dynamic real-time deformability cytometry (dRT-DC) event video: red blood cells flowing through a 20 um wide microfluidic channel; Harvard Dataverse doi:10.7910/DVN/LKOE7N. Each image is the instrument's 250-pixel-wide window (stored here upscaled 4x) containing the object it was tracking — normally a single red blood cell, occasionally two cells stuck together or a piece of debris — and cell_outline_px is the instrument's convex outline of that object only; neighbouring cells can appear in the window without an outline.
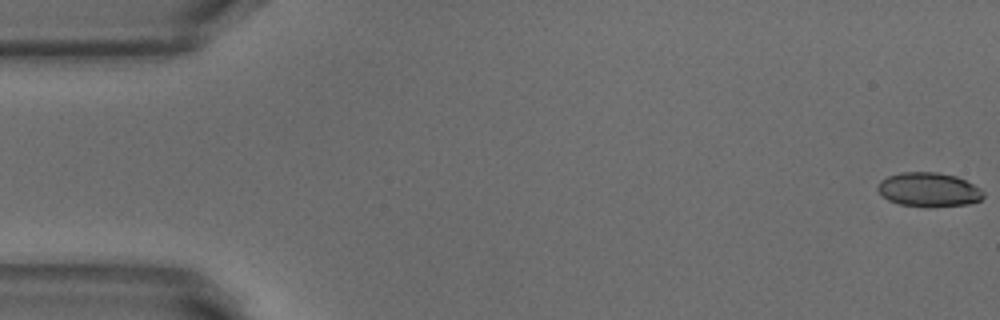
{"species": "common noctule bat (a hibernating species)", "species_latin": "Nyctalus noctula", "temperature_condition": "warm", "stored_images_in_passage": 52, "camera_frame_rate_fps": 3000, "um_per_image_px": 0.085, "animal": {"sex": "male", "body_mass_g": 18.8}, "frame": {"image": 1, "passage_image": 1, "time_ms": 0.0, "image_size_px": [1000, 320], "cell_outline_px": [[984, 196], [980, 200], [968, 204], [936, 208], [924, 208], [900, 204], [888, 200], [880, 196], [876, 188], [876, 184], [880, 180], [888, 176], [904, 172], [936, 172], [956, 176], [980, 188], [984, 192]], "centroid_in_image_um": [78.91, 16.15], "position_along_channel_um": 6.1, "area_um2": 21.5}}
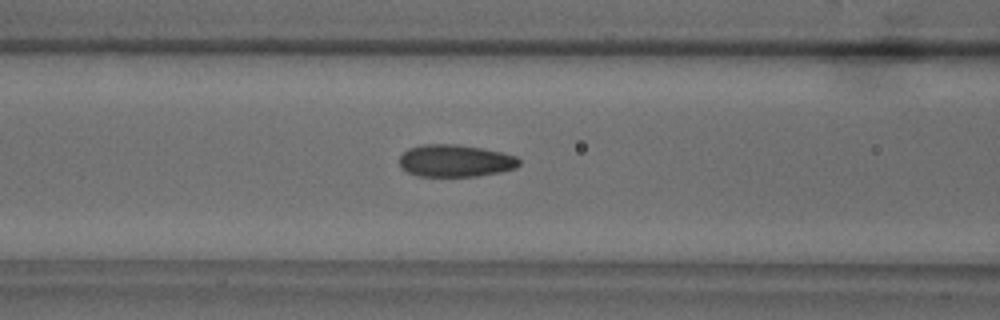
{"frame": {"image": 2, "passage_image": 21, "time_ms": 6.667, "image_size_px": [1000, 320], "cell_outline_px": [[520, 164], [516, 168], [500, 172], [476, 176], [416, 176], [400, 168], [400, 156], [408, 148], [420, 144], [456, 144], [480, 148], [500, 152], [516, 156], [520, 160]], "centroid_in_image_um": [38.67, 13.66], "position_along_channel_um": 127.9, "area_um2": 22.54}}
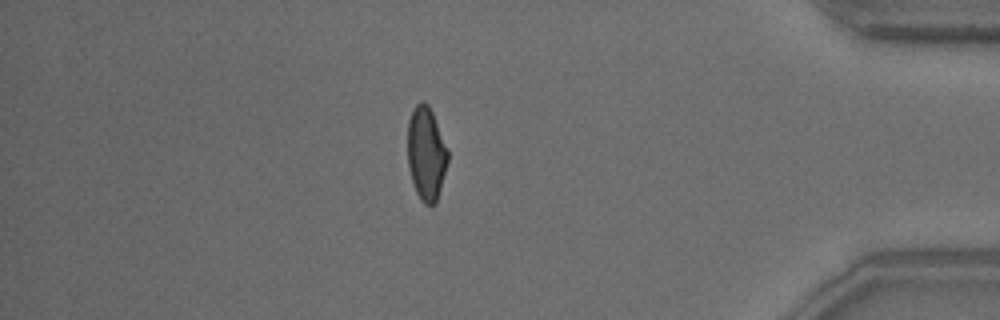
{"frame": {"image": 3, "passage_image": 45, "time_ms": 14.667, "image_size_px": [1000, 320], "cell_outline_px": [[448, 160], [436, 204], [424, 204], [420, 200], [416, 192], [408, 168], [408, 120], [412, 108], [420, 100], [424, 100], [428, 104], [432, 112], [448, 152]], "centroid_in_image_um": [36.2, 13.04], "position_along_channel_um": 399.0, "area_um2": 21.85}, "authors_computed_cell_mechanics": {"area_um2": 22.0507, "velocity_mm_per_s": 3.8785, "shape_relaxation_time_tau1_ms": 6.3548, "shape_relaxation_time_tau2_ms": 1.1779, "deformation_change_tau1": 0.1576, "deformation_change_tau2": 0.0787}}